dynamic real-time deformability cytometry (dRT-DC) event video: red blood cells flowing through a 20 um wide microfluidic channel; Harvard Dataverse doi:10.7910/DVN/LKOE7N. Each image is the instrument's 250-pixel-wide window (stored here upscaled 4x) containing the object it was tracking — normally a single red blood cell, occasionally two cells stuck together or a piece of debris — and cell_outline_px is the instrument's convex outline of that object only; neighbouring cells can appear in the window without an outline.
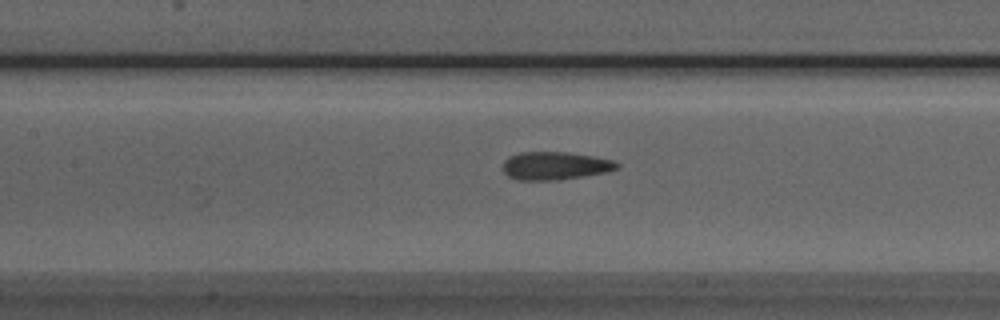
{"species": "Egyptian fruit bat (a non-hibernating species)", "species_latin": "Rousettus aegyptiacus", "temperature_condition": "room temperature", "stored_images_in_passage": 39, "camera_frame_rate_fps": 3000, "um_per_image_px": 0.085, "animal": {"sex": "male"}, "frame": {"image": 1, "passage_image": 14, "time_ms": 4.333, "image_size_px": [1000, 320], "cell_outline_px": [[620, 168], [604, 172], [580, 176], [552, 180], [520, 180], [508, 176], [504, 172], [504, 160], [508, 156], [520, 152], [568, 152], [592, 156], [612, 160], [620, 164]], "centroid_in_image_um": [47.16, 14.07], "position_along_channel_um": 160.2, "area_um2": 18.38}}
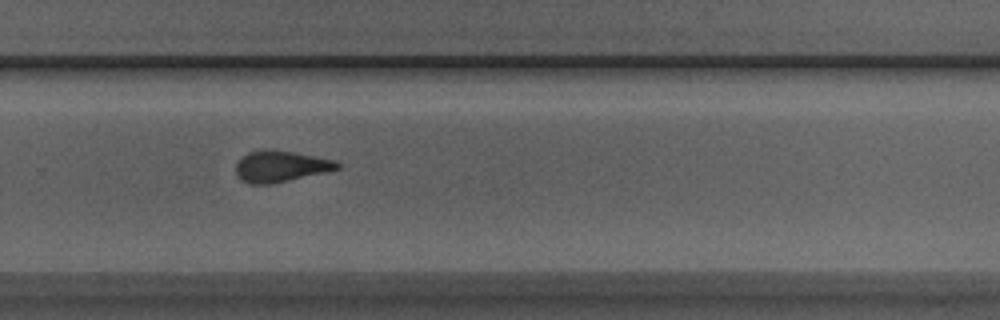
{"frame": {"image": 2, "passage_image": 25, "time_ms": 8.0, "image_size_px": [1000, 320], "cell_outline_px": [[340, 168], [324, 172], [272, 184], [248, 184], [240, 180], [236, 172], [236, 164], [248, 152], [264, 148], [292, 152], [336, 160], [340, 164]], "centroid_in_image_um": [23.82, 14.14], "position_along_channel_um": 306.0, "area_um2": 18.38}}
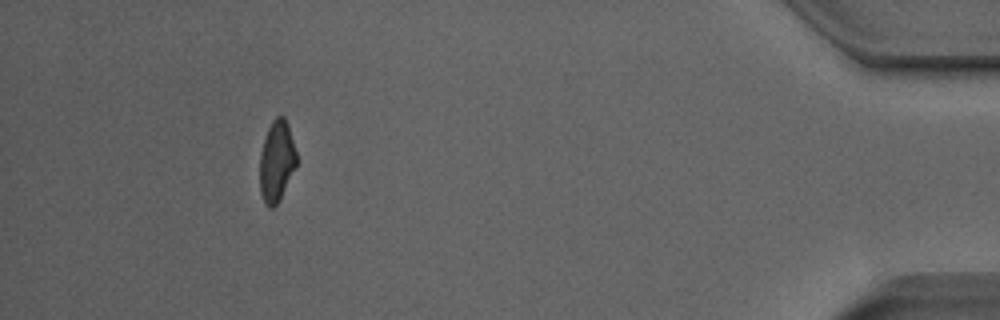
{"frame": {"image": 3, "passage_image": 38, "time_ms": 12.333, "image_size_px": [1000, 320], "cell_outline_px": [[296, 168], [280, 200], [272, 208], [268, 208], [264, 204], [260, 192], [260, 152], [268, 128], [272, 120], [276, 116], [284, 116], [288, 124], [296, 152]], "centroid_in_image_um": [23.51, 13.73], "position_along_channel_um": 411.7, "area_um2": 17.51}}